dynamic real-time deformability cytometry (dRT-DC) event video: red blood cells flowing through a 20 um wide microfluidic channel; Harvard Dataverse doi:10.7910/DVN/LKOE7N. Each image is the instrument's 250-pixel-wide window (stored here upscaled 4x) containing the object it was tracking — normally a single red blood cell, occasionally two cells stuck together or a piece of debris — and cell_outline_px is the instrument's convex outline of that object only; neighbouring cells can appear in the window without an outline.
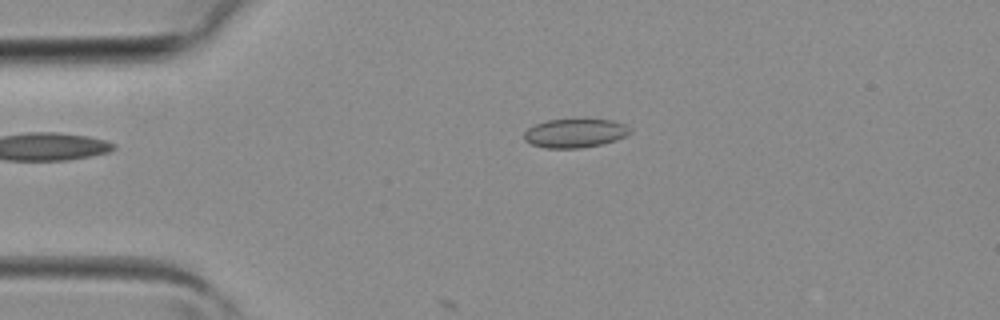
{"species": "common noctule bat (a hibernating species)", "species_latin": "Nyctalus noctula", "temperature_condition": "room temperature", "stored_images_in_passage": 4, "camera_frame_rate_fps": 3000, "um_per_image_px": 0.085, "animal": {"sex": "female", "body_mass_g": 19.3, "forearm_length_mm": 54.1}, "frame": {"image": 1, "passage_image": 4, "time_ms": 1.0, "image_size_px": [1000, 320], "cell_outline_px": [[632, 132], [616, 140], [600, 144], [580, 148], [544, 148], [532, 144], [524, 140], [524, 132], [528, 128], [536, 124], [548, 120], [612, 120], [624, 124]], "centroid_in_image_um": [48.84, 11.33], "position_along_channel_um": 36.2, "area_um2": 17.51}}